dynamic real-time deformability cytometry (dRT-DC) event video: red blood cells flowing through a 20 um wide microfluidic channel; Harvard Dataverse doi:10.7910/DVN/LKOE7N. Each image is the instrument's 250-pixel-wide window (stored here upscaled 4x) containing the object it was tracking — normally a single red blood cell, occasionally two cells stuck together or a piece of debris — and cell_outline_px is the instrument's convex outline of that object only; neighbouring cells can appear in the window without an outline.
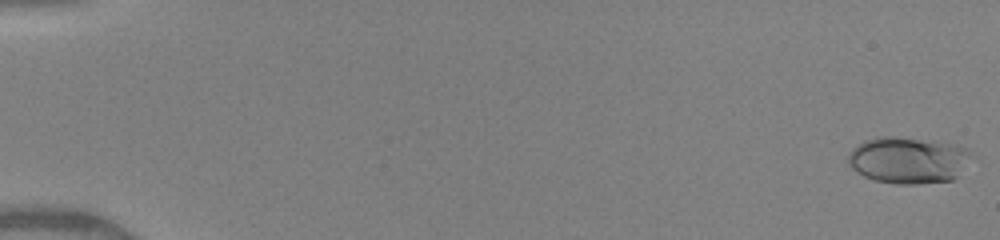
{"species": "human", "species_latin": "Homo sapiens", "temperature_condition": "warm", "stored_images_in_passage": 50, "camera_frame_rate_fps": 3000, "um_per_image_px": 0.085, "donor": {"sex": "female"}, "frame": {"image": 1, "passage_image": 1, "time_ms": 0.0, "image_size_px": [1000, 240], "cell_outline_px": [[976, 156], [952, 180], [916, 184], [896, 184], [876, 180], [864, 176], [856, 172], [848, 164], [848, 152], [852, 148], [864, 140], [880, 136], [888, 136], [956, 144], [968, 148]], "centroid_in_image_um": [77.22, 13.61], "position_along_channel_um": 7.8, "area_um2": 33.7}}
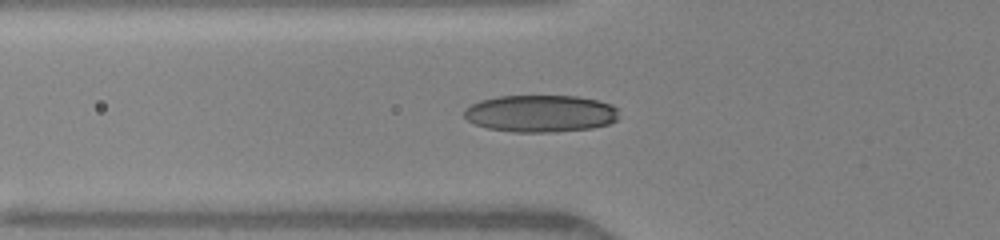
{"frame": {"image": 2, "passage_image": 19, "time_ms": 6.0, "image_size_px": [1000, 240], "cell_outline_px": [[616, 120], [608, 124], [592, 128], [552, 132], [512, 132], [488, 128], [476, 124], [468, 120], [464, 116], [464, 108], [480, 100], [500, 96], [576, 96], [596, 100], [612, 104], [616, 108]], "centroid_in_image_um": [45.92, 9.65], "position_along_channel_um": 79.9, "area_um2": 33.35}}
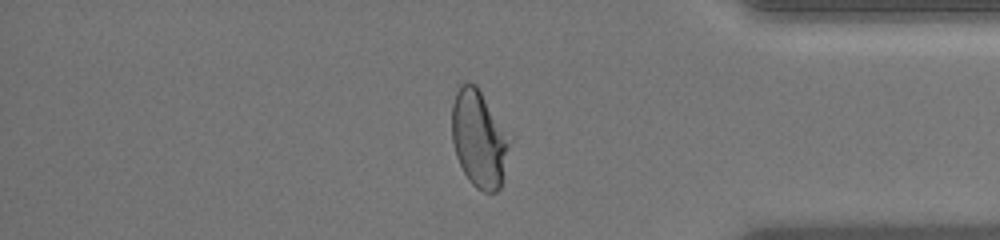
{"frame": {"image": 3, "passage_image": 43, "time_ms": 14.0, "image_size_px": [1000, 240], "cell_outline_px": [[516, 136], [500, 188], [496, 192], [484, 192], [476, 188], [468, 180], [456, 156], [452, 140], [452, 104], [456, 92], [460, 84], [476, 84]], "centroid_in_image_um": [40.83, 11.78], "position_along_channel_um": 394.4, "area_um2": 34.45}, "authors_computed_cell_mechanics": {"area_um2": 31.7611, "velocity_mm_per_s": 4.139, "shape_relaxation_time_tau1_ms": 6.5979, "shape_relaxation_time_tau2_ms": null, "deformation_change_tau1": 0.234, "deformation_change_tau2": null}}